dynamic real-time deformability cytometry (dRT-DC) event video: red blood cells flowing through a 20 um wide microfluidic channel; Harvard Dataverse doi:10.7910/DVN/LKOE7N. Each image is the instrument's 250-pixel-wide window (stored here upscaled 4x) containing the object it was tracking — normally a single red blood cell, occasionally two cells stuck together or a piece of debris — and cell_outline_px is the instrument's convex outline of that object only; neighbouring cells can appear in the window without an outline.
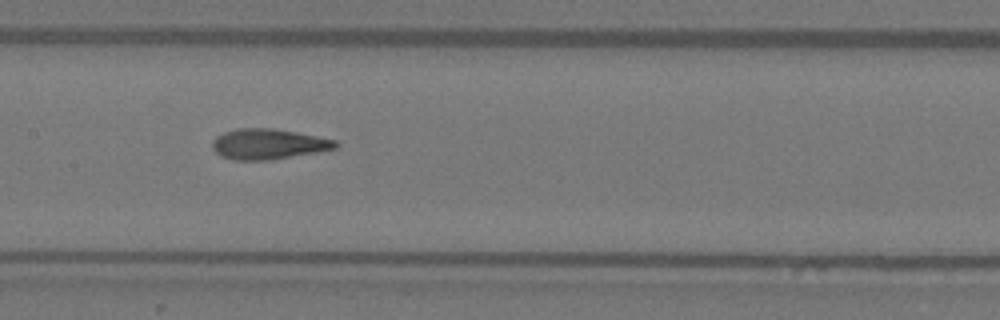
{"species": "Egyptian fruit bat (a non-hibernating species)", "species_latin": "Rousettus aegyptiacus", "temperature_condition": "warm", "stored_images_in_passage": 32, "camera_frame_rate_fps": 3000, "um_per_image_px": 0.085, "animal": {"sex": "female"}, "frame": {"image": 1, "passage_image": 11, "time_ms": 3.333, "image_size_px": [1000, 320], "cell_outline_px": [[340, 144], [336, 148], [316, 152], [268, 160], [232, 160], [220, 156], [212, 148], [212, 140], [216, 136], [224, 132], [236, 128], [272, 128], [296, 132], [336, 140]], "centroid_in_image_um": [22.77, 12.24], "position_along_channel_um": 184.6, "area_um2": 21.85}, "authors_computed_cell_mechanics": {"area_um2": 21.7328, "velocity_mm_per_s": 4.0397, "shape_relaxation_time_tau1_ms": 5.9794, "shape_relaxation_time_tau2_ms": 1.6466, "deformation_change_tau1": 0.2407, "deformation_change_tau2": 0.1043}}